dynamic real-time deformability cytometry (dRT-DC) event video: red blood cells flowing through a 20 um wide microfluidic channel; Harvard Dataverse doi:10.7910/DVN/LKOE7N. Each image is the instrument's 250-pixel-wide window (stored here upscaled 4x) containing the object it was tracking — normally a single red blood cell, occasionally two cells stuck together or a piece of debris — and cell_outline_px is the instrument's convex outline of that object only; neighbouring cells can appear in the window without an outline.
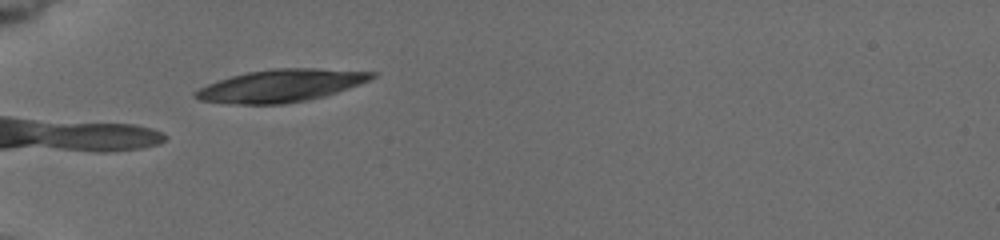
{"species": "common noctule bat (a hibernating species)", "species_latin": "Nyctalus noctula", "temperature_condition": "cold", "stored_images_in_passage": 6, "camera_frame_rate_fps": 3000, "um_per_image_px": 0.085, "animal": {"sex": "female", "body_mass_g": 19.5, "forearm_length_mm": 54.1}, "frame": {"image": 1, "passage_image": 1, "time_ms": 0.0, "image_size_px": [1000, 240], "cell_outline_px": [[376, 76], [368, 80], [336, 92], [324, 96], [308, 100], [284, 104], [236, 104], [200, 100], [192, 96], [192, 92], [208, 84], [232, 76], [248, 72], [272, 68], [316, 68], [376, 72]], "centroid_in_image_um": [23.85, 7.28], "position_along_channel_um": 61.2, "area_um2": 33.12}}